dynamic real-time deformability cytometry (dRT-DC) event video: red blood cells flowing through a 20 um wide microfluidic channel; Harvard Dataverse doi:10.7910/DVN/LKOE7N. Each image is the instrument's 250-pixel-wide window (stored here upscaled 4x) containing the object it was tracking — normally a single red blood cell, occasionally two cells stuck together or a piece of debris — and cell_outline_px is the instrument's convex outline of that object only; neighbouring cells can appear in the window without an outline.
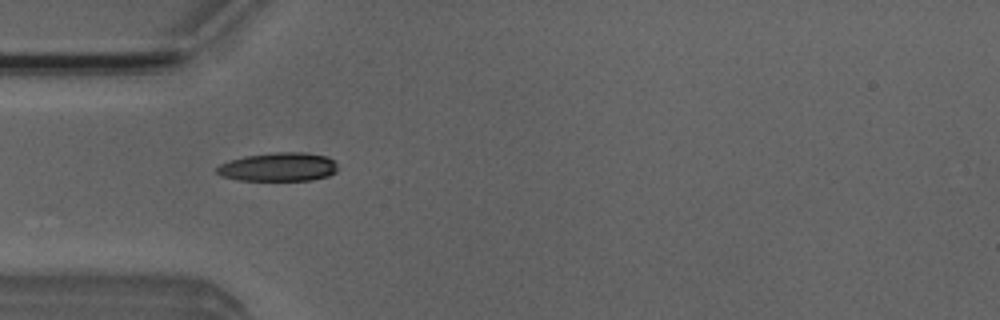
{"species": "Egyptian fruit bat (a non-hibernating species)", "species_latin": "Rousettus aegyptiacus", "temperature_condition": "room temperature", "stored_images_in_passage": 7, "camera_frame_rate_fps": 3000, "um_per_image_px": 0.085, "animal": {"sex": "male"}, "frame": {"image": 1, "passage_image": 4, "time_ms": 3.333, "image_size_px": [1000, 320], "cell_outline_px": [[336, 172], [328, 176], [312, 180], [240, 180], [220, 176], [216, 172], [216, 168], [220, 164], [244, 156], [276, 152], [304, 152], [328, 156], [336, 160]], "centroid_in_image_um": [23.7, 14.19], "position_along_channel_um": 61.3, "area_um2": 20.29}}
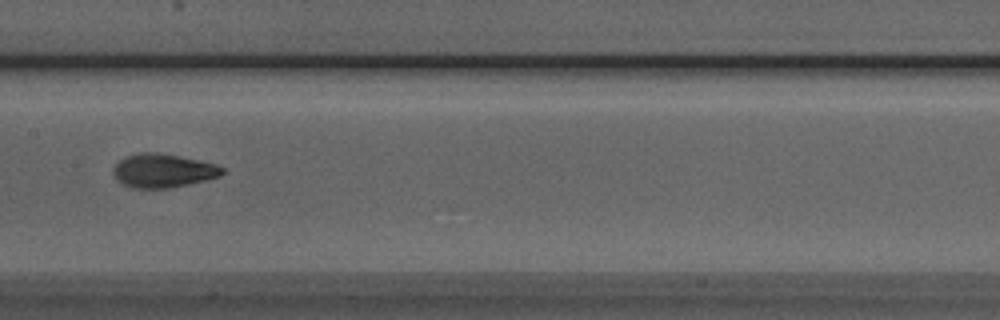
{"frame": {"image": 2, "passage_image": 7, "time_ms": 6.667, "image_size_px": [1000, 320], "cell_outline_px": [[224, 172], [220, 176], [208, 180], [168, 188], [128, 188], [120, 184], [116, 180], [112, 172], [112, 168], [124, 156], [140, 152], [156, 152], [180, 156], [216, 164], [224, 168]], "centroid_in_image_um": [13.81, 14.51], "position_along_channel_um": 193.6, "area_um2": 21.73}}